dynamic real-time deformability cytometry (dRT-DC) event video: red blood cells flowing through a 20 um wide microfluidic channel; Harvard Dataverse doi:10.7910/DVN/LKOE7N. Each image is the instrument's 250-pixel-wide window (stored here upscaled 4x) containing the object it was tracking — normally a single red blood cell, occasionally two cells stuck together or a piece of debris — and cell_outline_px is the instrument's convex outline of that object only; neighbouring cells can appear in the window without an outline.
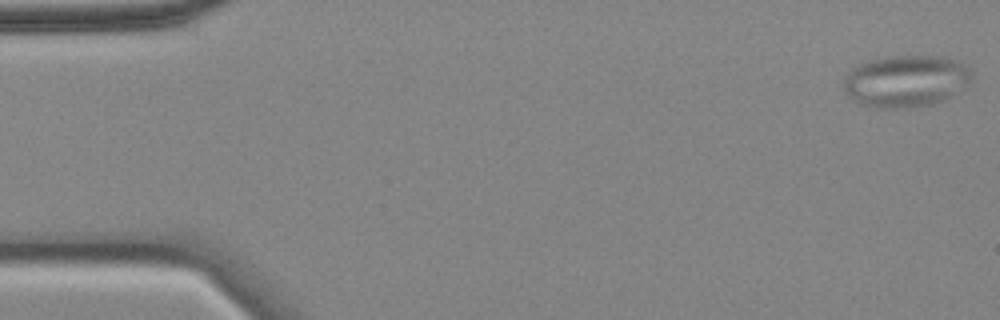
{"species": "common noctule bat (a hibernating species)", "species_latin": "Nyctalus noctula", "temperature_condition": "cold", "stored_images_in_passage": 56, "camera_frame_rate_fps": 3000, "um_per_image_px": 0.085, "animal": {"sex": "female", "body_mass_g": 18.4}, "frame": {"image": 1, "passage_image": 1, "time_ms": 0.0, "image_size_px": [1000, 320], "cell_outline_px": [[972, 80], [968, 84], [944, 100], [932, 104], [912, 108], [872, 108], [860, 104], [852, 100], [844, 92], [844, 80], [848, 72], [860, 64], [868, 60], [888, 56], [944, 56], [968, 68], [972, 72]], "centroid_in_image_um": [76.96, 6.91], "position_along_channel_um": 8.0, "area_um2": 38.84}}
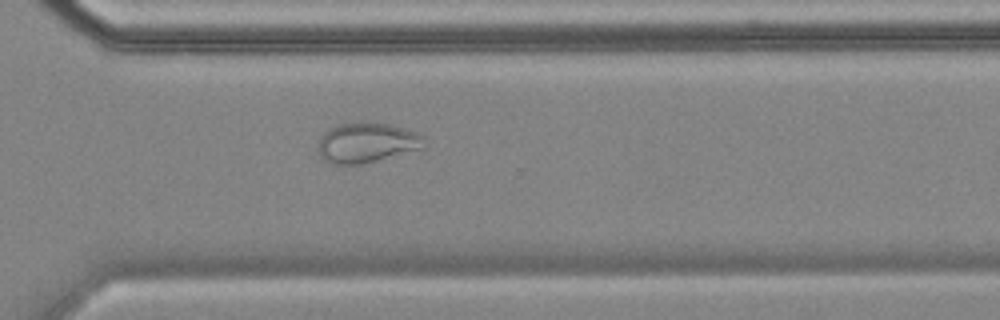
{"frame": {"image": 2, "passage_image": 40, "time_ms": 13.0, "image_size_px": [1000, 320], "cell_outline_px": [[424, 148], [360, 164], [336, 164], [324, 160], [320, 156], [316, 148], [320, 136], [324, 132], [340, 124], [388, 124], [416, 132], [424, 136]], "centroid_in_image_um": [31.15, 12.15], "position_along_channel_um": 339.5, "area_um2": 24.16}}
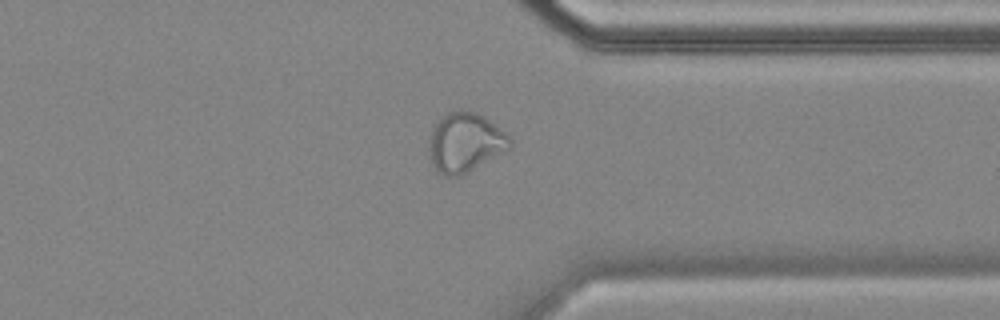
{"frame": {"image": 3, "passage_image": 43, "time_ms": 14.0, "image_size_px": [1000, 320], "cell_outline_px": [[512, 148], [460, 176], [444, 176], [436, 172], [432, 164], [428, 148], [428, 136], [432, 128], [448, 112], [456, 108], [476, 112], [484, 116], [504, 132], [512, 140]], "centroid_in_image_um": [39.52, 12.11], "position_along_channel_um": 371.9, "area_um2": 28.32}, "authors_computed_cell_mechanics": {"area_um2": 28.8711, "velocity_mm_per_s": 3.5199, "shape_relaxation_time_tau1_ms": null, "shape_relaxation_time_tau2_ms": 2.2416, "deformation_change_tau1": null, "deformation_change_tau2": 0.0644}}